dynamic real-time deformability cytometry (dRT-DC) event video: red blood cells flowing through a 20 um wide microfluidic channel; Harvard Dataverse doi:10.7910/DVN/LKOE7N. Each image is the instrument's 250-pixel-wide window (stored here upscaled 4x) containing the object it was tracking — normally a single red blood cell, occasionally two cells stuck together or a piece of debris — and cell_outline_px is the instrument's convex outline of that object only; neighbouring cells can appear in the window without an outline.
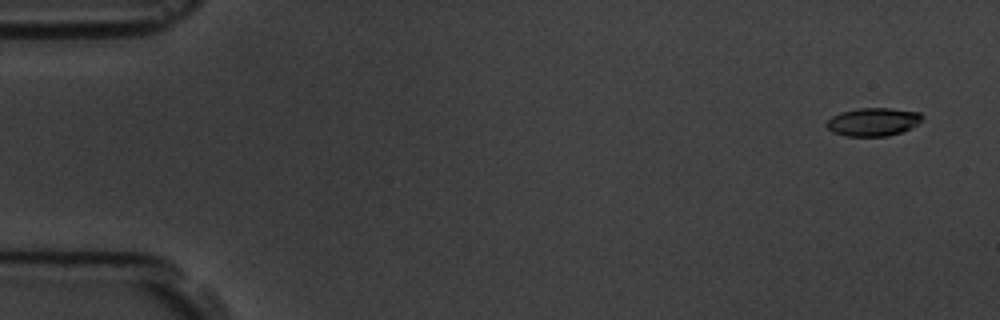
{"species": "common noctule bat (a hibernating species)", "species_latin": "Nyctalus noctula", "temperature_condition": "room temperature", "stored_images_in_passage": 5, "camera_frame_rate_fps": 3000, "um_per_image_px": 0.085, "animal": {"sex": "male", "body_mass_g": 19.5, "forearm_length_mm": 54.6}, "frame": {"image": 1, "passage_image": 1, "time_ms": 0.0, "image_size_px": [1000, 320], "cell_outline_px": [[924, 116], [912, 128], [888, 136], [844, 136], [832, 132], [824, 124], [832, 116], [840, 112], [860, 108], [892, 108], [920, 112]], "centroid_in_image_um": [74.2, 10.36], "position_along_channel_um": 10.8, "area_um2": 15.78}}
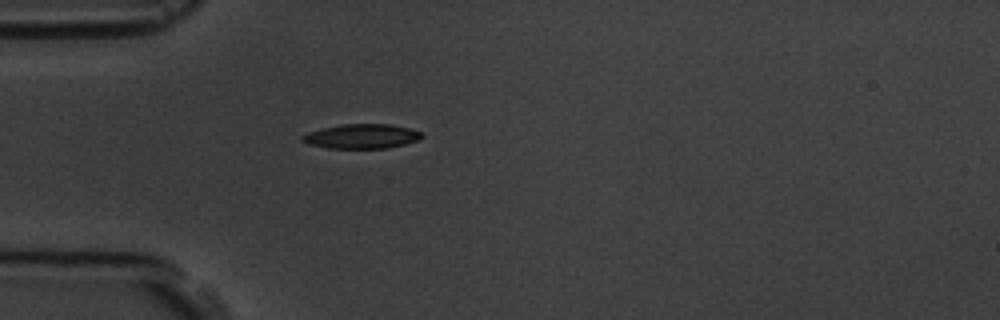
{"frame": {"image": 2, "passage_image": 5, "time_ms": 4.667, "image_size_px": [1000, 320], "cell_outline_px": [[424, 136], [416, 140], [404, 144], [388, 148], [328, 148], [308, 144], [300, 140], [300, 136], [308, 132], [324, 128], [344, 124], [388, 124], [408, 128], [420, 132]], "centroid_in_image_um": [30.7, 11.59], "position_along_channel_um": 54.3, "area_um2": 16.88}}